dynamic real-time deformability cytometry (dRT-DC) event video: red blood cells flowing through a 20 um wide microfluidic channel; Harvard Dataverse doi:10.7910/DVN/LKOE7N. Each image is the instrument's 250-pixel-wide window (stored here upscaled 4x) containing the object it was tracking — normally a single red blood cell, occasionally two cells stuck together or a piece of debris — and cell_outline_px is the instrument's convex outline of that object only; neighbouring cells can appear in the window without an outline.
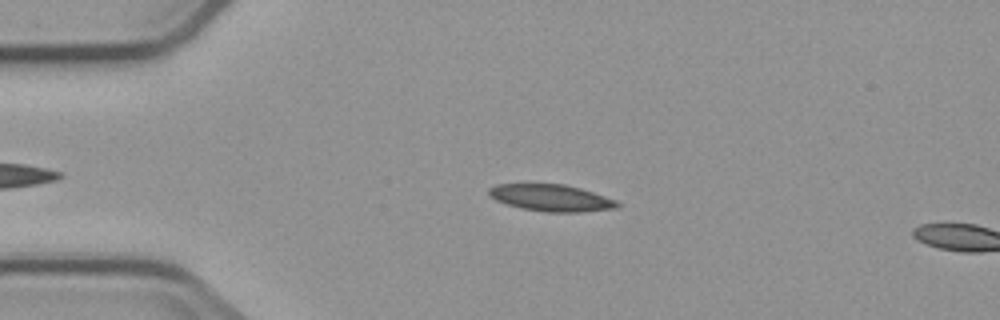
{"species": "common noctule bat (a hibernating species)", "species_latin": "Nyctalus noctula", "temperature_condition": "cold", "stored_images_in_passage": 4, "segment_of_instrument_passage": [1, 2], "camera_frame_rate_fps": 3000, "um_per_image_px": 0.085, "animal": {"sex": "male", "body_mass_g": 23.1, "forearm_length_mm": 52.7}, "frame": {"image": 1, "passage_image": 3, "time_ms": 2.667, "image_size_px": [1000, 320], "cell_outline_px": [[620, 208], [580, 212], [544, 212], [520, 208], [496, 200], [488, 196], [488, 188], [496, 184], [564, 184], [580, 188], [616, 200], [620, 204]], "centroid_in_image_um": [46.84, 16.82], "position_along_channel_um": 38.2, "area_um2": 20.11}}